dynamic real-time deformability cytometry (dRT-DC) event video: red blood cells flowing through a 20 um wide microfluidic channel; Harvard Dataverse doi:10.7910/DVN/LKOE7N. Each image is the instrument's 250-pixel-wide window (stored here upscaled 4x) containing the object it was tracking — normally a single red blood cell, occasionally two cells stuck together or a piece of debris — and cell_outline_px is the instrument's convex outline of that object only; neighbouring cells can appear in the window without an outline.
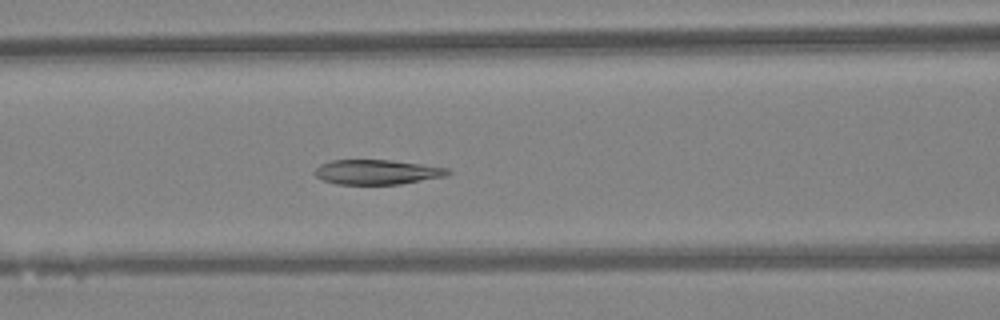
{"species": "Egyptian fruit bat (a non-hibernating species)", "species_latin": "Rousettus aegyptiacus", "temperature_condition": "warm", "stored_images_in_passage": 29, "camera_frame_rate_fps": 3000, "um_per_image_px": 0.085, "animal": {"sex": "female"}, "frame": {"image": 1, "passage_image": 10, "time_ms": 3.0, "image_size_px": [1000, 320], "cell_outline_px": [[452, 172], [448, 176], [400, 184], [336, 184], [324, 180], [316, 176], [312, 172], [320, 164], [332, 160], [388, 160], [420, 164], [448, 168]], "centroid_in_image_um": [32.05, 14.63], "position_along_channel_um": 134.5, "area_um2": 19.19}}
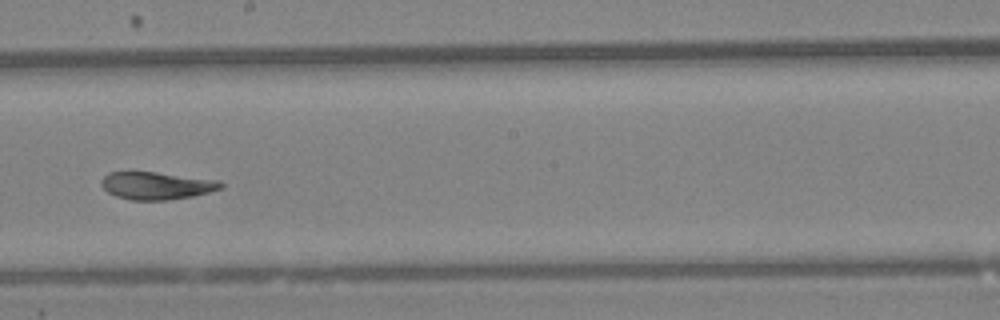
{"frame": {"image": 2, "passage_image": 17, "time_ms": 5.333, "image_size_px": [1000, 320], "cell_outline_px": [[224, 188], [192, 196], [168, 200], [132, 200], [116, 196], [108, 192], [100, 184], [100, 180], [108, 172], [156, 172], [216, 180], [224, 184]], "centroid_in_image_um": [13.28, 15.78], "position_along_channel_um": 234.9, "area_um2": 19.07}}
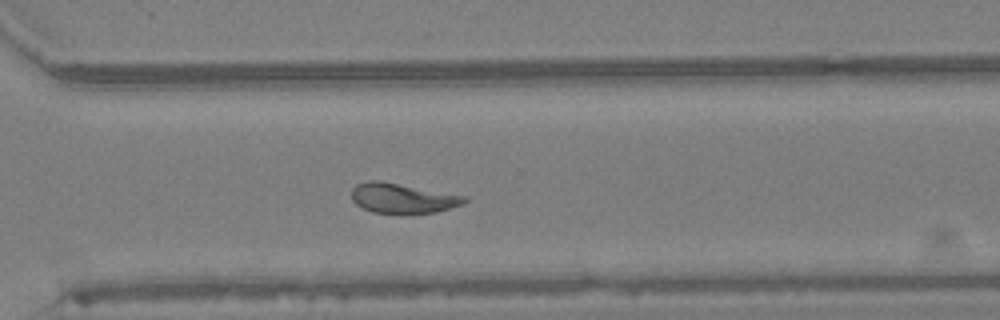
{"frame": {"image": 3, "passage_image": 24, "time_ms": 7.667, "image_size_px": [1000, 320], "cell_outline_px": [[468, 200], [464, 204], [436, 212], [404, 216], [400, 216], [372, 212], [356, 204], [352, 200], [352, 188], [356, 184], [368, 180], [376, 180], [468, 196]], "centroid_in_image_um": [34.23, 16.89], "position_along_channel_um": 336.4, "area_um2": 20.29}, "authors_computed_cell_mechanics": {"area_um2": 19.941, "velocity_mm_per_s": 4.327, "shape_relaxation_time_tau1_ms": null, "shape_relaxation_time_tau2_ms": 2.4131, "deformation_change_tau1": null, "deformation_change_tau2": 0.0933}}